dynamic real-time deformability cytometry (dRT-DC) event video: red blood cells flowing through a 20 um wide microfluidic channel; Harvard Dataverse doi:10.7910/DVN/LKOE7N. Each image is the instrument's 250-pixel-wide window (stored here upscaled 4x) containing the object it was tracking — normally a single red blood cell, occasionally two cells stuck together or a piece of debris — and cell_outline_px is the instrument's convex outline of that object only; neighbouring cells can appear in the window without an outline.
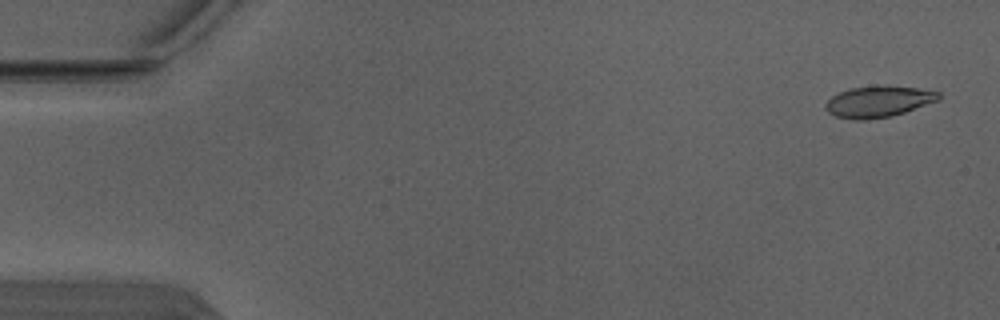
{"species": "Egyptian fruit bat (a non-hibernating species)", "species_latin": "Rousettus aegyptiacus", "temperature_condition": "warm", "stored_images_in_passage": 5, "camera_frame_rate_fps": 3000, "um_per_image_px": 0.085, "animal": {"sex": "male"}, "frame": {"image": 1, "passage_image": 1, "time_ms": 0.0, "image_size_px": [1000, 320], "cell_outline_px": [[940, 100], [892, 116], [864, 120], [852, 120], [836, 116], [828, 112], [824, 108], [824, 104], [832, 96], [840, 92], [852, 88], [884, 84], [916, 88], [940, 92]], "centroid_in_image_um": [74.66, 8.63], "position_along_channel_um": 10.3, "area_um2": 20.75}}
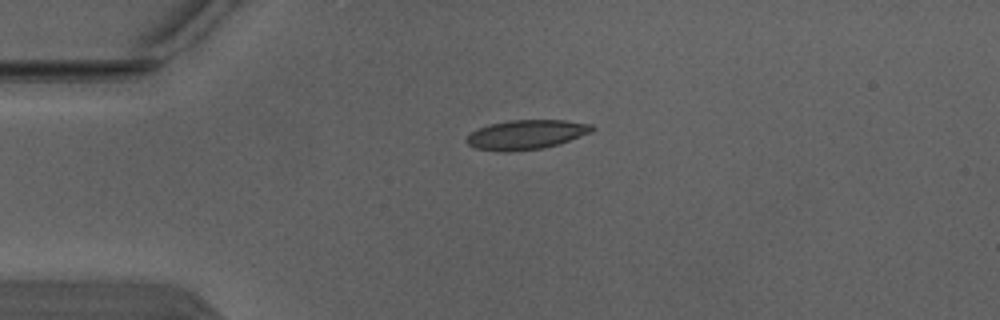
{"frame": {"image": 2, "passage_image": 3, "time_ms": 0.667, "image_size_px": [1000, 320], "cell_outline_px": [[596, 128], [592, 132], [544, 148], [500, 152], [476, 148], [468, 144], [464, 140], [472, 132], [488, 124], [508, 120], [564, 120], [592, 124]], "centroid_in_image_um": [44.72, 11.43], "position_along_channel_um": 40.3, "area_um2": 21.39}}
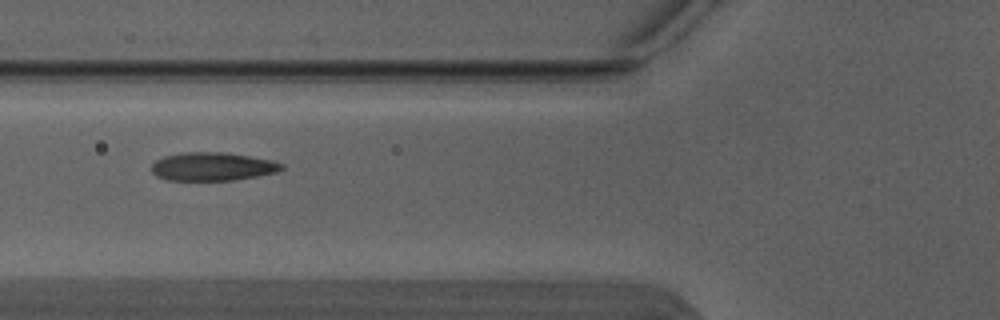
{"frame": {"image": 3, "passage_image": 5, "time_ms": 1.333, "image_size_px": [1000, 320], "cell_outline_px": [[284, 168], [276, 172], [236, 180], [168, 180], [156, 176], [152, 172], [152, 164], [156, 160], [164, 156], [180, 152], [224, 152], [272, 160], [284, 164]], "centroid_in_image_um": [18.05, 14.15], "position_along_channel_um": 107.8, "area_um2": 21.5}}